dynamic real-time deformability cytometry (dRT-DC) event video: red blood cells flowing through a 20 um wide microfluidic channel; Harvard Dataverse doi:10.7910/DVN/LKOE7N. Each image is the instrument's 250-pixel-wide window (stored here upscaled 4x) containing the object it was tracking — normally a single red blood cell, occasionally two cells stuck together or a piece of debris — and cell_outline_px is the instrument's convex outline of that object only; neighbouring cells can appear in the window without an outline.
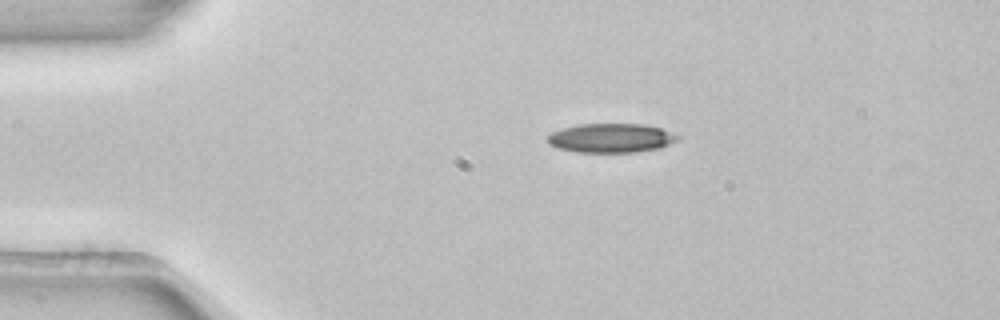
{"species": "common noctule bat (a hibernating species)", "species_latin": "Nyctalus noctula", "temperature_condition": "room temperature", "stored_images_in_passage": 2, "camera_frame_rate_fps": 3000, "um_per_image_px": 0.085, "animal": {"sex": "female", "body_mass_g": 22.7, "forearm_length_mm": 54.2}, "frame": {"image": 1, "passage_image": 1, "time_ms": 0.0, "image_size_px": [1000, 320], "cell_outline_px": [[680, 136], [676, 140], [660, 148], [636, 152], [576, 152], [556, 148], [548, 144], [544, 140], [544, 136], [560, 128], [580, 124], [644, 124], [660, 128]], "centroid_in_image_um": [51.84, 11.73], "position_along_channel_um": 33.2, "area_um2": 22.31}}